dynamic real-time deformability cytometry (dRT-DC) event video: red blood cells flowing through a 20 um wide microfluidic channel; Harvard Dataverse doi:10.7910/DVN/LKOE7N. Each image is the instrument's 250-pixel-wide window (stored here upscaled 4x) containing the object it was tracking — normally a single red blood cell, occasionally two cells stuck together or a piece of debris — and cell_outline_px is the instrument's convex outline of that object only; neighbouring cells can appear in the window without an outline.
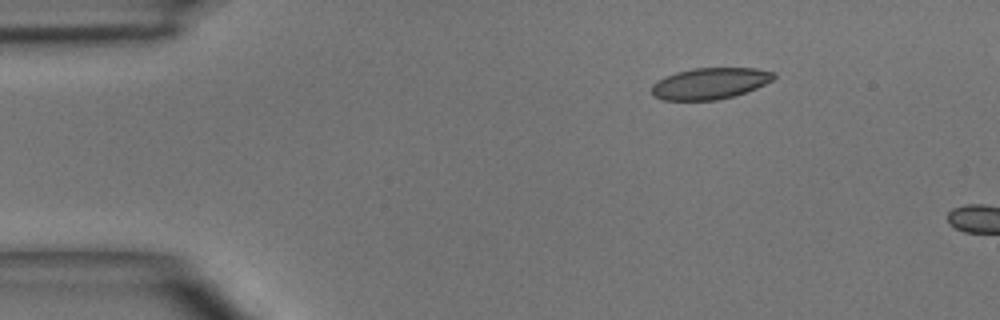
{"species": "common noctule bat (a hibernating species)", "species_latin": "Nyctalus noctula", "temperature_condition": "room temperature", "stored_images_in_passage": 4, "camera_frame_rate_fps": 3000, "um_per_image_px": 0.085, "animal": {"sex": "male", "body_mass_g": 15.6}, "frame": {"image": 1, "passage_image": 4, "time_ms": 3.333, "image_size_px": [1000, 320], "cell_outline_px": [[776, 76], [772, 80], [756, 88], [732, 96], [716, 100], [664, 100], [652, 96], [652, 84], [664, 76], [676, 72], [692, 68], [756, 68], [776, 72]], "centroid_in_image_um": [60.33, 7.08], "position_along_channel_um": 24.7, "area_um2": 22.31}}